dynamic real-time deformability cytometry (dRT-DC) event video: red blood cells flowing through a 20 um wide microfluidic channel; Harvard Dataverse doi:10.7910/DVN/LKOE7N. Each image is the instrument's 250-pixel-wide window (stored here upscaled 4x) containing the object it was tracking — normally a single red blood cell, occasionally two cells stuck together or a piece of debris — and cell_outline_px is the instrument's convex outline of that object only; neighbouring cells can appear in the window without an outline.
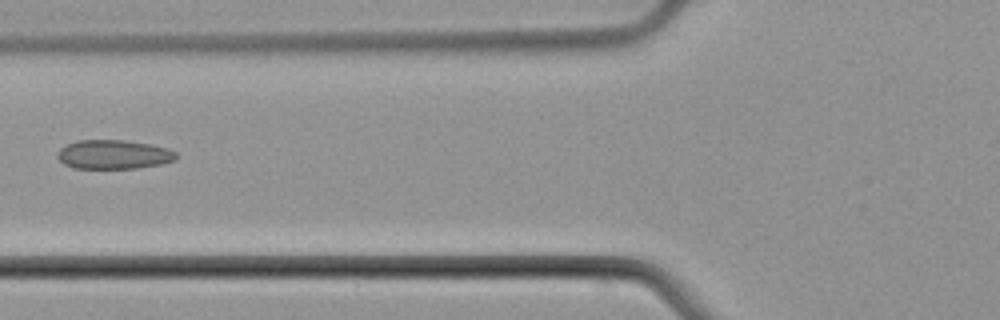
{"species": "common noctule bat (a hibernating species)", "species_latin": "Nyctalus noctula", "temperature_condition": "cold", "stored_images_in_passage": 4, "camera_frame_rate_fps": 3000, "um_per_image_px": 0.085, "animal": {"sex": "male", "body_mass_g": 21.5, "forearm_length_mm": 52.0}, "frame": {"image": 1, "passage_image": 4, "time_ms": 3.667, "image_size_px": [1000, 320], "cell_outline_px": [[176, 160], [160, 164], [136, 168], [72, 168], [64, 164], [56, 156], [60, 148], [76, 140], [124, 140], [148, 144], [168, 148], [176, 152]], "centroid_in_image_um": [9.64, 13.13], "position_along_channel_um": 116.2, "area_um2": 20.06}}